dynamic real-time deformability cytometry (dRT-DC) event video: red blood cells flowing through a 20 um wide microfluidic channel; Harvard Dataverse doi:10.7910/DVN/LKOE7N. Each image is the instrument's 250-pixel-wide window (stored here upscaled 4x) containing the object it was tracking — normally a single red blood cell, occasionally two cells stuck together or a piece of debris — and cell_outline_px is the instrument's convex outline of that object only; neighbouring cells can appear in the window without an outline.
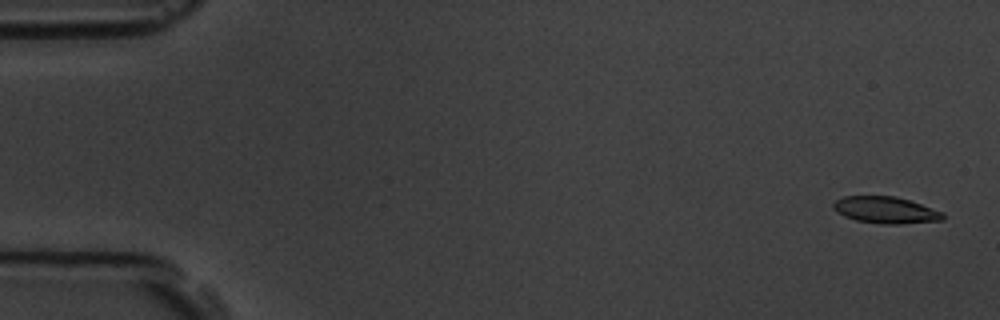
{"species": "common noctule bat (a hibernating species)", "species_latin": "Nyctalus noctula", "temperature_condition": "room temperature", "stored_images_in_passage": 5, "camera_frame_rate_fps": 3000, "um_per_image_px": 0.085, "animal": {"sex": "male", "body_mass_g": 19.5, "forearm_length_mm": 54.6}, "frame": {"image": 1, "passage_image": 1, "time_ms": 0.0, "image_size_px": [1000, 320], "cell_outline_px": [[944, 220], [900, 224], [880, 224], [856, 220], [844, 216], [836, 212], [832, 208], [832, 204], [836, 200], [844, 196], [896, 196], [944, 212]], "centroid_in_image_um": [75.26, 17.86], "position_along_channel_um": 9.7, "area_um2": 17.11}}
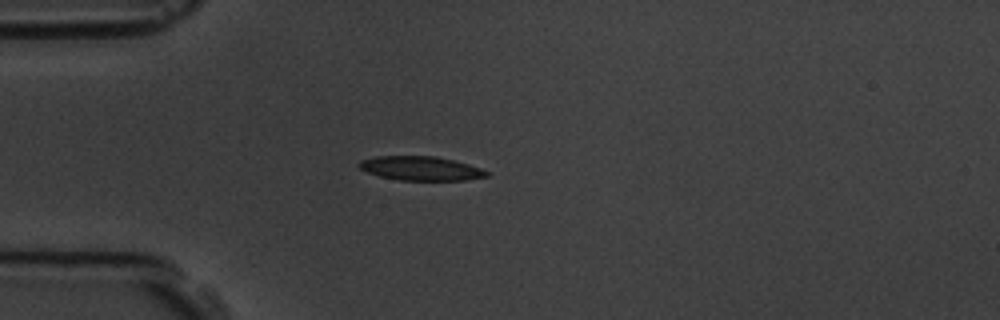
{"frame": {"image": 2, "passage_image": 4, "time_ms": 4.333, "image_size_px": [1000, 320], "cell_outline_px": [[488, 176], [464, 180], [400, 180], [380, 176], [368, 172], [360, 168], [356, 164], [360, 160], [376, 156], [436, 156], [468, 164], [480, 168], [488, 172]], "centroid_in_image_um": [35.73, 14.31], "position_along_channel_um": 49.3, "area_um2": 17.74}}